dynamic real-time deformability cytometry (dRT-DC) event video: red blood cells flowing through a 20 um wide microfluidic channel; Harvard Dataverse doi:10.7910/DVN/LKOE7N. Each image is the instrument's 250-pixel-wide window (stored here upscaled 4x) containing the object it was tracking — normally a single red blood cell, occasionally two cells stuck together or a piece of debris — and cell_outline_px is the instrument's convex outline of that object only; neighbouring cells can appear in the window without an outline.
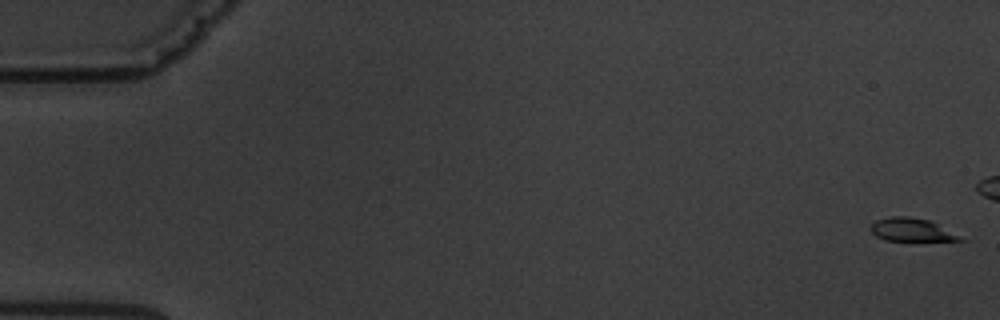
{"species": "common noctule bat (a hibernating species)", "species_latin": "Nyctalus noctula", "temperature_condition": "warm", "stored_images_in_passage": 12, "camera_frame_rate_fps": 3000, "um_per_image_px": 0.085, "animal": {"sex": "male", "body_mass_g": 19.5, "forearm_length_mm": 54.6}, "frame": {"image": 1, "passage_image": 1, "time_ms": 0.0, "image_size_px": [1000, 320], "cell_outline_px": [[968, 240], [884, 240], [876, 236], [872, 232], [872, 224], [876, 220], [892, 216], [908, 216], [928, 220]], "centroid_in_image_um": [77.45, 19.52], "position_along_channel_um": 7.6, "area_um2": 11.62}}
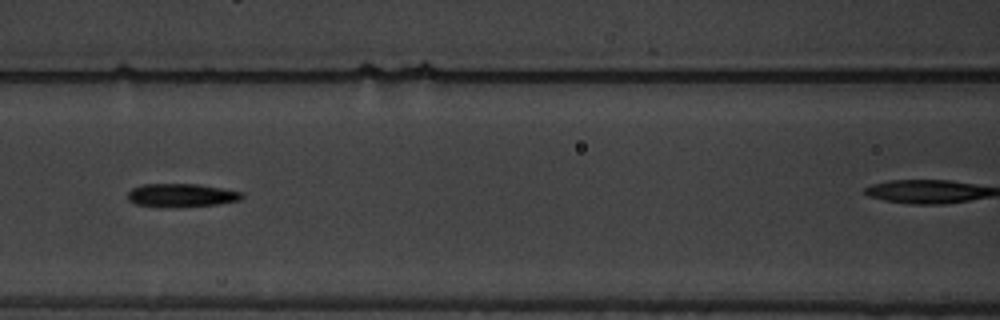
{"frame": {"image": 2, "passage_image": 7, "time_ms": 8.333, "image_size_px": [1000, 320], "cell_outline_px": [[244, 196], [240, 200], [216, 204], [176, 208], [156, 208], [136, 204], [128, 200], [128, 192], [132, 188], [144, 184], [196, 184], [220, 188], [240, 192]], "centroid_in_image_um": [15.35, 16.62], "position_along_channel_um": 151.3, "area_um2": 15.72}}